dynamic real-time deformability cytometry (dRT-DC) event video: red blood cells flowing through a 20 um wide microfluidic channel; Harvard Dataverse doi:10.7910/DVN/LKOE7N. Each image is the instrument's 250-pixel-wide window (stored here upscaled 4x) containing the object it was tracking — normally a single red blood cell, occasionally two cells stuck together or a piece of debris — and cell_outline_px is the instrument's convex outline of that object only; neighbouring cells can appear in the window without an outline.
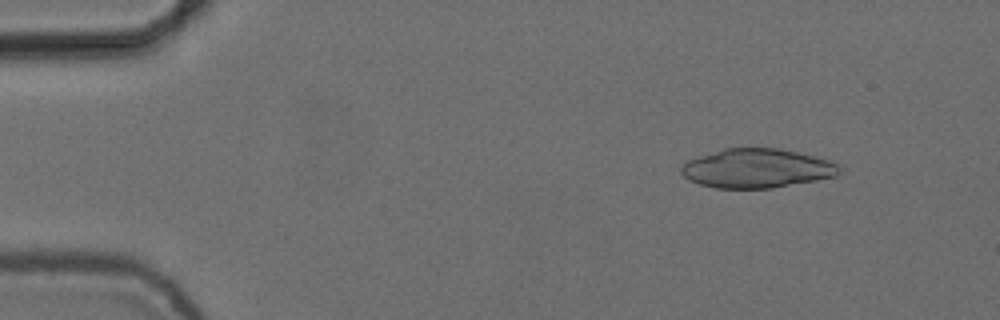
{"species": "common noctule bat (a hibernating species)", "species_latin": "Nyctalus noctula", "temperature_condition": "cold", "stored_images_in_passage": 7, "camera_frame_rate_fps": 3000, "um_per_image_px": 0.085, "animal": {"sex": "female", "body_mass_g": 24.6, "forearm_length_mm": 56.2}, "frame": {"image": 1, "passage_image": 1, "time_ms": 0.0, "image_size_px": [1000, 320], "cell_outline_px": [[840, 172], [836, 176], [816, 180], [772, 188], [716, 188], [700, 184], [688, 180], [680, 172], [680, 168], [688, 160], [724, 148], [780, 148], [832, 160], [840, 164]], "centroid_in_image_um": [64.36, 14.31], "position_along_channel_um": 20.6, "area_um2": 36.13}}